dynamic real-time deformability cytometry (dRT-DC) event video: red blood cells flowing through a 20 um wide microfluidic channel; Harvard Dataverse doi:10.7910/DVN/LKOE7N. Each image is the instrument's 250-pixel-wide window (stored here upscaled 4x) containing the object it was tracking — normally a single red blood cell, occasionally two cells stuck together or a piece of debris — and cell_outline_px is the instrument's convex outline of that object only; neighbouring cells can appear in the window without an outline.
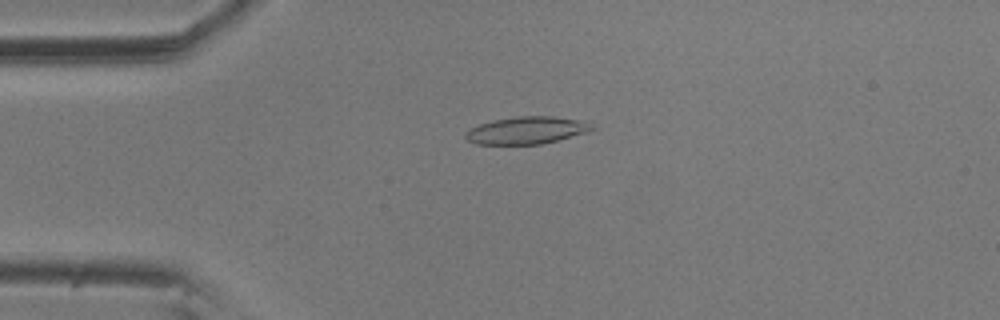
{"species": "common noctule bat (a hibernating species)", "species_latin": "Nyctalus noctula", "temperature_condition": "room temperature", "stored_images_in_passage": 14, "camera_frame_rate_fps": 3000, "um_per_image_px": 0.085, "animal": {"sex": "male", "body_mass_g": 20.5, "forearm_length_mm": 52.5}, "frame": {"image": 1, "passage_image": 10, "time_ms": 3.0, "image_size_px": [1000, 320], "cell_outline_px": [[596, 128], [588, 132], [540, 144], [476, 144], [468, 140], [464, 136], [464, 132], [480, 124], [492, 120], [520, 116], [552, 116], [576, 120], [588, 124]], "centroid_in_image_um": [44.71, 11.08], "position_along_channel_um": 40.3, "area_um2": 19.77}}